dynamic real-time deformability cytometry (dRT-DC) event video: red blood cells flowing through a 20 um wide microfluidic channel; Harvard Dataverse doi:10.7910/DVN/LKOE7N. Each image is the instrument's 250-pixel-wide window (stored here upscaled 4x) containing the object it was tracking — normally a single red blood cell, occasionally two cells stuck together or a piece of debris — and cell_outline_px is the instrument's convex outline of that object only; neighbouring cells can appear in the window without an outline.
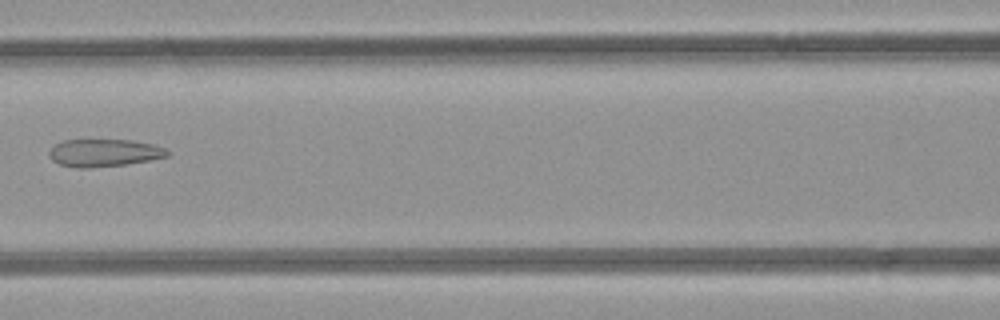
{"species": "common noctule bat (a hibernating species)", "species_latin": "Nyctalus noctula", "temperature_condition": "room temperature", "stored_images_in_passage": 6, "camera_frame_rate_fps": 3000, "um_per_image_px": 0.085, "animal": {"sex": "female", "body_mass_g": 21.9}, "frame": {"image": 1, "passage_image": 5, "time_ms": 5.667, "image_size_px": [1000, 320], "cell_outline_px": [[168, 156], [148, 160], [124, 164], [88, 168], [76, 168], [60, 164], [52, 160], [48, 156], [48, 152], [56, 144], [64, 140], [132, 140], [152, 144], [164, 148], [168, 152]], "centroid_in_image_um": [8.8, 12.99], "position_along_channel_um": 157.8, "area_um2": 18.73}}
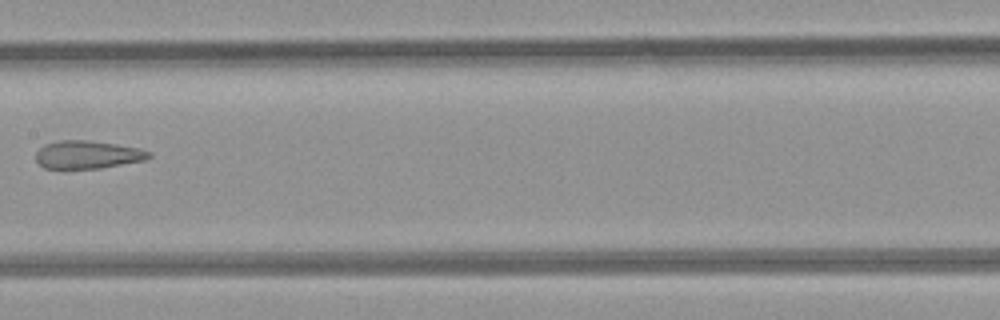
{"frame": {"image": 2, "passage_image": 6, "time_ms": 6.667, "image_size_px": [1000, 320], "cell_outline_px": [[152, 156], [144, 160], [100, 168], [44, 168], [36, 160], [36, 152], [44, 144], [60, 140], [84, 140], [116, 144], [140, 148], [152, 152]], "centroid_in_image_um": [7.45, 13.14], "position_along_channel_um": 199.9, "area_um2": 18.32}}